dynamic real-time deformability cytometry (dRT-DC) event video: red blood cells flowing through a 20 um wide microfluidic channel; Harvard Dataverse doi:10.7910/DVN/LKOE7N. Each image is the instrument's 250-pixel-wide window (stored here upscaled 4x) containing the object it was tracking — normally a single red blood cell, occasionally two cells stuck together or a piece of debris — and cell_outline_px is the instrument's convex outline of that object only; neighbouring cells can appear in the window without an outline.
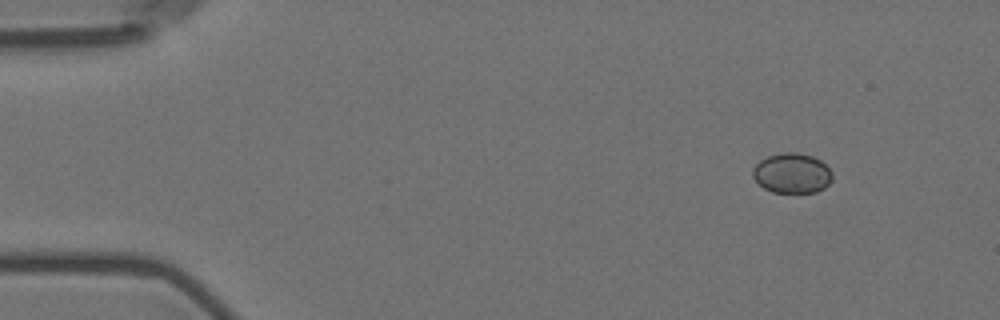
{"species": "Egyptian fruit bat (a non-hibernating species)", "species_latin": "Rousettus aegyptiacus", "temperature_condition": "room temperature", "stored_images_in_passage": 4, "camera_frame_rate_fps": 3000, "um_per_image_px": 0.085, "animal": {"sex": "female"}, "frame": {"image": 1, "passage_image": 1, "time_ms": 0.0, "image_size_px": [1000, 320], "cell_outline_px": [[832, 180], [824, 188], [816, 192], [772, 192], [764, 188], [752, 176], [752, 168], [760, 160], [768, 156], [784, 152], [796, 152], [812, 156], [820, 160], [832, 172]], "centroid_in_image_um": [67.31, 14.72], "position_along_channel_um": 17.7, "area_um2": 18.5}}
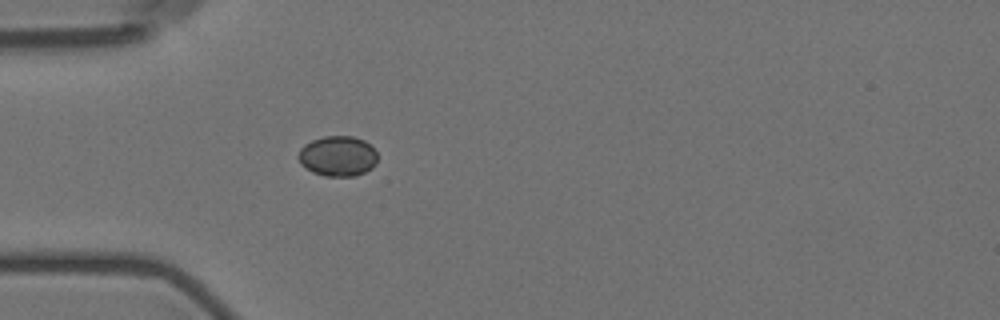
{"frame": {"image": 2, "passage_image": 4, "time_ms": 3.667, "image_size_px": [1000, 320], "cell_outline_px": [[376, 164], [372, 168], [356, 176], [324, 176], [312, 172], [300, 164], [296, 156], [300, 148], [304, 144], [312, 140], [324, 136], [352, 136], [364, 140], [376, 152]], "centroid_in_image_um": [28.67, 13.27], "position_along_channel_um": 56.3, "area_um2": 18.73}}